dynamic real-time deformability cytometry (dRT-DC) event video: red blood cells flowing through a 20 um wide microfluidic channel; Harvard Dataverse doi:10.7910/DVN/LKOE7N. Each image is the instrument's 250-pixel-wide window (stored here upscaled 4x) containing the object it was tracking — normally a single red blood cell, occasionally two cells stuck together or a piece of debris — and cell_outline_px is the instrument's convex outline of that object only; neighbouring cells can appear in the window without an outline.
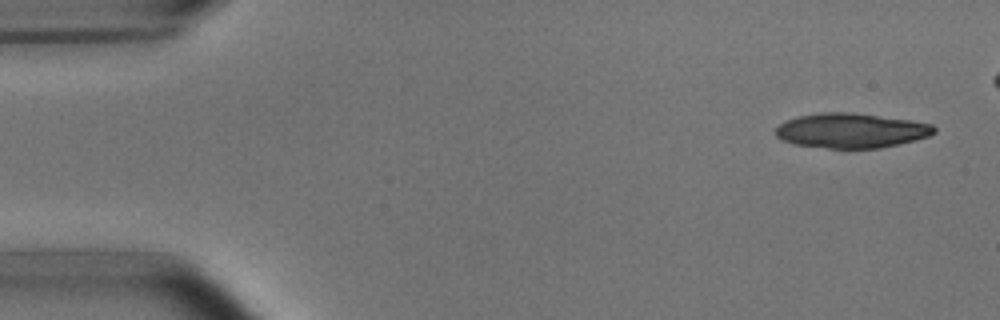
{"species": "common noctule bat (a hibernating species)", "species_latin": "Nyctalus noctula", "temperature_condition": "room temperature", "stored_images_in_passage": 5, "camera_frame_rate_fps": 3000, "um_per_image_px": 0.085, "animal": {"sex": "male", "body_mass_g": 15.6}, "frame": {"image": 1, "passage_image": 1, "time_ms": 0.0, "image_size_px": [1000, 320], "cell_outline_px": [[936, 132], [928, 136], [916, 140], [880, 148], [828, 148], [792, 144], [780, 140], [776, 136], [776, 128], [784, 120], [800, 116], [820, 112], [848, 112], [908, 120], [932, 124], [936, 128]], "centroid_in_image_um": [72.31, 11.1], "position_along_channel_um": 12.7, "area_um2": 32.02}}